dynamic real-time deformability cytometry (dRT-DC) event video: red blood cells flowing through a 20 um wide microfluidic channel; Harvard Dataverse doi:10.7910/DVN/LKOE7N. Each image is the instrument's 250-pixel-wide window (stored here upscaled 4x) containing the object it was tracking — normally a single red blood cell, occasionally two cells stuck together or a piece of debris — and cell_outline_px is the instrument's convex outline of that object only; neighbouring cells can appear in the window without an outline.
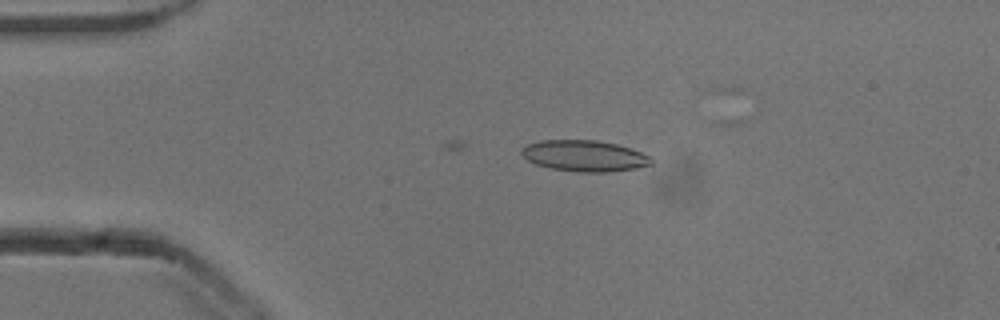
{"species": "common noctule bat (a hibernating species)", "species_latin": "Nyctalus noctula", "temperature_condition": "cold", "stored_images_in_passage": 18, "camera_frame_rate_fps": 3000, "um_per_image_px": 0.085, "animal": {"sex": "male", "body_mass_g": 13.3}, "frame": {"image": 1, "passage_image": 11, "time_ms": 3.333, "image_size_px": [1000, 320], "cell_outline_px": [[652, 164], [636, 168], [604, 172], [576, 172], [552, 168], [536, 164], [528, 160], [520, 152], [520, 148], [528, 144], [540, 140], [596, 140], [616, 144], [632, 148], [652, 156]], "centroid_in_image_um": [49.69, 13.24], "position_along_channel_um": 35.3, "area_um2": 23.58}}